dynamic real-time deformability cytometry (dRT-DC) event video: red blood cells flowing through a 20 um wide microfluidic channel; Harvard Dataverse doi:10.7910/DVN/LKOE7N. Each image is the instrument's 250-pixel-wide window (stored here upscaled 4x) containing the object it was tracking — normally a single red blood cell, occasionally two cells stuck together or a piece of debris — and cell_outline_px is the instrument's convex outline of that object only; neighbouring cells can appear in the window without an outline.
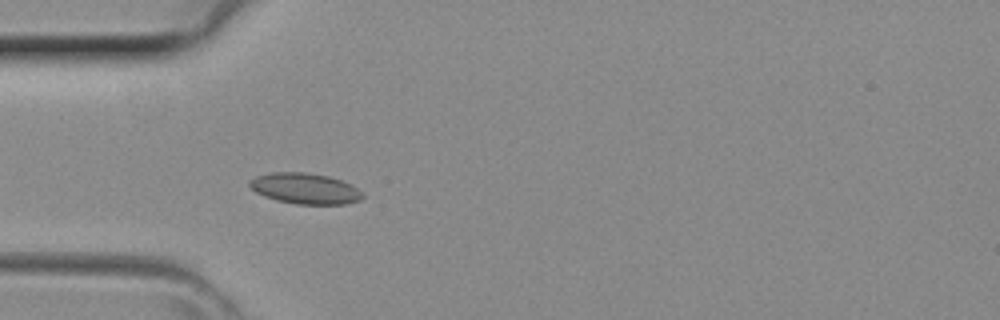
{"species": "common noctule bat (a hibernating species)", "species_latin": "Nyctalus noctula", "temperature_condition": "room temperature", "stored_images_in_passage": 41, "camera_frame_rate_fps": 3000, "um_per_image_px": 0.085, "animal": {"sex": "female", "body_mass_g": 29.2, "forearm_length_mm": 56.3}, "frame": {"image": 1, "passage_image": 11, "time_ms": 3.333, "image_size_px": [1000, 320], "cell_outline_px": [[364, 196], [360, 200], [344, 204], [296, 204], [276, 200], [264, 196], [256, 192], [248, 184], [248, 180], [256, 176], [272, 172], [304, 172], [328, 176], [340, 180], [356, 188]], "centroid_in_image_um": [25.88, 16.02], "position_along_channel_um": 59.1, "area_um2": 20.11}}
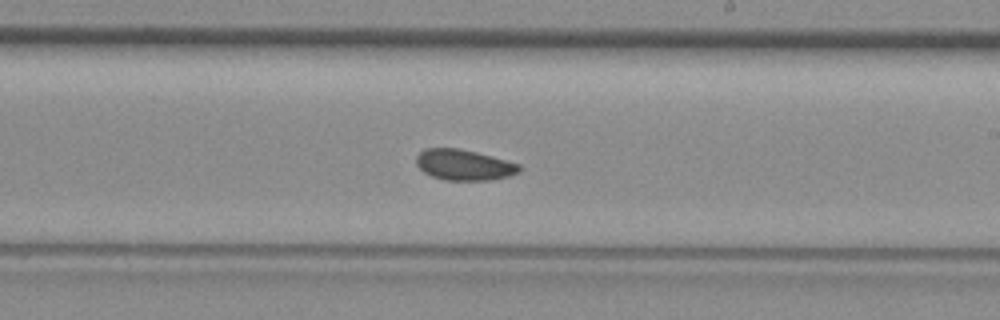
{"frame": {"image": 2, "passage_image": 23, "time_ms": 7.333, "image_size_px": [1000, 320], "cell_outline_px": [[520, 172], [508, 176], [492, 180], [444, 180], [432, 176], [424, 172], [416, 164], [416, 156], [424, 148], [460, 148], [492, 156], [520, 164]], "centroid_in_image_um": [39.43, 14.01], "position_along_channel_um": 249.6, "area_um2": 18.5}}
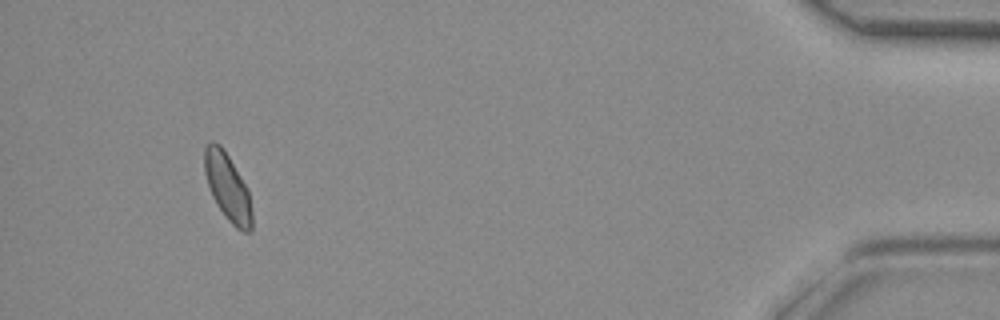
{"frame": {"image": 3, "passage_image": 38, "time_ms": 12.333, "image_size_px": [1000, 320], "cell_outline_px": [[252, 232], [244, 232], [236, 228], [224, 216], [216, 204], [212, 196], [204, 172], [204, 148], [212, 140], [220, 144], [228, 156], [244, 184], [248, 192], [252, 212]], "centroid_in_image_um": [19.33, 15.94], "position_along_channel_um": 415.9, "area_um2": 18.38}}